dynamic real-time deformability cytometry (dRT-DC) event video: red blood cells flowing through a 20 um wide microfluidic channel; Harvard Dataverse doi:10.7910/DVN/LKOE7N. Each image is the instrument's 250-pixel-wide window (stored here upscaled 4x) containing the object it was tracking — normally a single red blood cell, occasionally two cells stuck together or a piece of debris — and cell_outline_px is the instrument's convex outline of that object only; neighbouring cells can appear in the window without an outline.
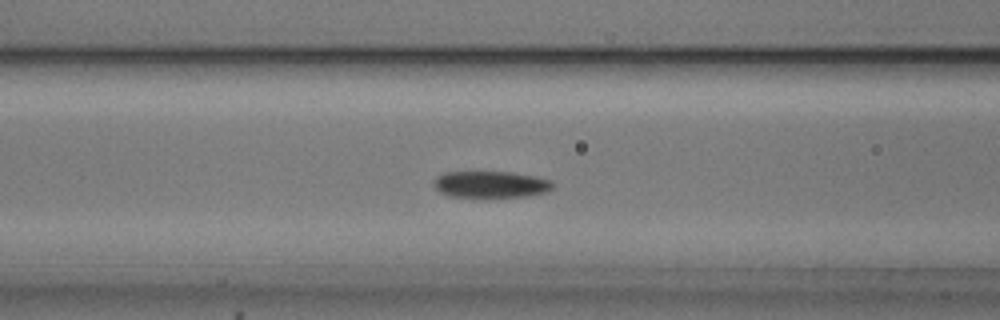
{"species": "common noctule bat (a hibernating species)", "species_latin": "Nyctalus noctula", "temperature_condition": "cold", "stored_images_in_passage": 54, "camera_frame_rate_fps": 3000, "um_per_image_px": 0.085, "animal": {"sex": "male", "body_mass_g": 20.5, "forearm_length_mm": 52.5}, "frame": {"image": 1, "passage_image": 21, "time_ms": 6.667, "image_size_px": [1000, 320], "cell_outline_px": [[556, 184], [548, 192], [528, 196], [484, 200], [448, 196], [440, 192], [432, 184], [432, 180], [436, 176], [444, 172], [512, 172], [552, 180]], "centroid_in_image_um": [41.69, 15.72], "position_along_channel_um": 124.9, "area_um2": 19.59}}
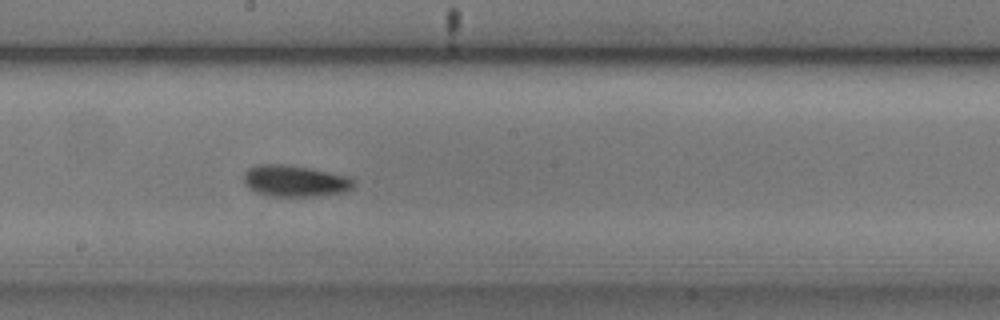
{"frame": {"image": 2, "passage_image": 29, "time_ms": 9.333, "image_size_px": [1000, 320], "cell_outline_px": [[356, 184], [352, 188], [344, 192], [316, 196], [268, 196], [256, 192], [248, 188], [244, 184], [244, 172], [248, 168], [256, 164], [288, 164], [348, 176], [356, 180]], "centroid_in_image_um": [25.05, 15.38], "position_along_channel_um": 223.1, "area_um2": 20.35}}
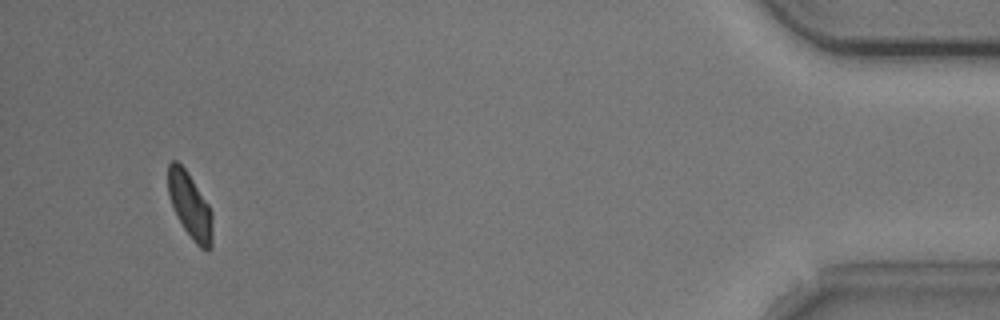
{"frame": {"image": 3, "passage_image": 51, "time_ms": 16.667, "image_size_px": [1000, 320], "cell_outline_px": [[212, 248], [200, 248], [192, 240], [176, 216], [168, 196], [168, 164], [172, 160], [176, 160], [188, 172], [208, 204], [212, 212]], "centroid_in_image_um": [16.14, 17.47], "position_along_channel_um": 419.1, "area_um2": 16.99}, "authors_computed_cell_mechanics": {"area_um2": 18.4671, "velocity_mm_per_s": 3.6845, "shape_relaxation_time_tau1_ms": 3.8857, "shape_relaxation_time_tau2_ms": 4.0787, "deformation_change_tau1": 0.0857, "deformation_change_tau2": 0.0674}}